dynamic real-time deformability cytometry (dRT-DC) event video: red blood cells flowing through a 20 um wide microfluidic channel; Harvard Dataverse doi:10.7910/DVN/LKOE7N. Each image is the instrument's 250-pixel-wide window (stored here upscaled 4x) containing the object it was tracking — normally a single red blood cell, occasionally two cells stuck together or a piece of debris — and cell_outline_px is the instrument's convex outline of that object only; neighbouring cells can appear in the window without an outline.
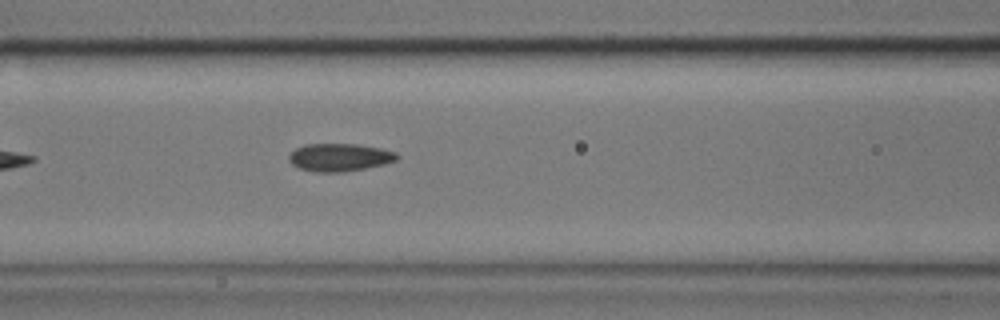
{"species": "common noctule bat (a hibernating species)", "species_latin": "Nyctalus noctula", "temperature_condition": "cold", "stored_images_in_passage": 5, "camera_frame_rate_fps": 3000, "um_per_image_px": 0.085, "animal": {"sex": "male", "body_mass_g": 17.9}, "frame": {"image": 1, "passage_image": 5, "time_ms": 1.333, "image_size_px": [1000, 320], "cell_outline_px": [[400, 156], [396, 160], [384, 164], [344, 172], [316, 172], [300, 168], [292, 164], [288, 160], [288, 156], [296, 148], [304, 144], [356, 144], [380, 148], [396, 152]], "centroid_in_image_um": [28.86, 13.37], "position_along_channel_um": 137.7, "area_um2": 17.46}}